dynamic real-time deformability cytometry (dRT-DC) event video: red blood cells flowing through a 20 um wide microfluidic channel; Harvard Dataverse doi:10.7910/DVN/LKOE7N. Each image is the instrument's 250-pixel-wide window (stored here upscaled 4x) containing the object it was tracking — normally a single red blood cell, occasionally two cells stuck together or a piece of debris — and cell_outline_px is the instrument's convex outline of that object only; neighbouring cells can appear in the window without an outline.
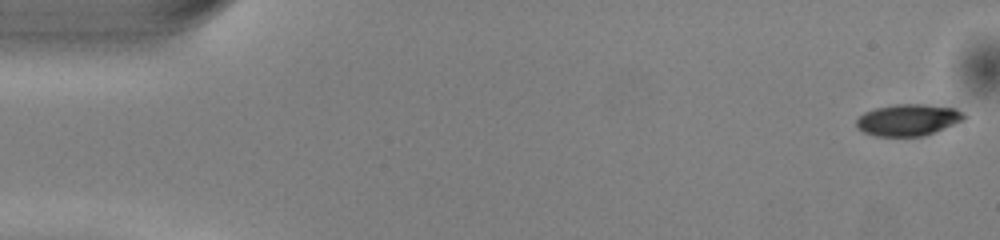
{"species": "common noctule bat (a hibernating species)", "species_latin": "Nyctalus noctula", "temperature_condition": "warm", "stored_images_in_passage": 50, "camera_frame_rate_fps": 3000, "um_per_image_px": 0.085, "animal": {"sex": "male", "body_mass_g": 13.0, "forearm_length_mm": 53.1}, "frame": {"image": 1, "passage_image": 1, "time_ms": 0.0, "image_size_px": [1000, 240], "cell_outline_px": [[968, 116], [964, 120], [924, 136], [876, 136], [864, 132], [856, 128], [856, 120], [864, 112], [876, 108], [896, 104], [924, 104], [956, 108], [964, 112]], "centroid_in_image_um": [77.21, 10.19], "position_along_channel_um": 7.8, "area_um2": 19.94}}
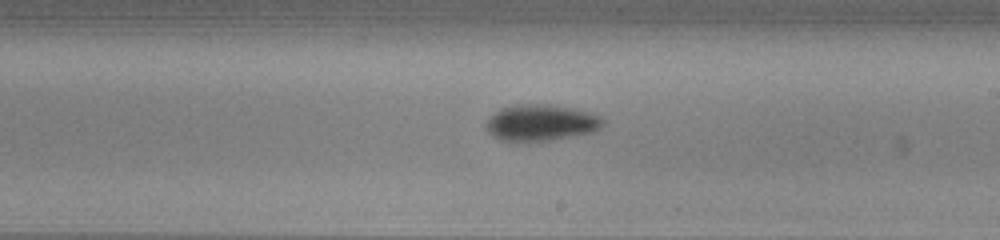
{"frame": {"image": 2, "passage_image": 29, "time_ms": 9.333, "image_size_px": [1000, 240], "cell_outline_px": [[604, 124], [596, 132], [548, 140], [500, 140], [492, 136], [484, 128], [484, 124], [488, 116], [500, 108], [516, 104], [552, 104], [572, 108], [588, 112], [600, 116], [604, 120]], "centroid_in_image_um": [45.95, 10.41], "position_along_channel_um": 243.0, "area_um2": 24.91}}
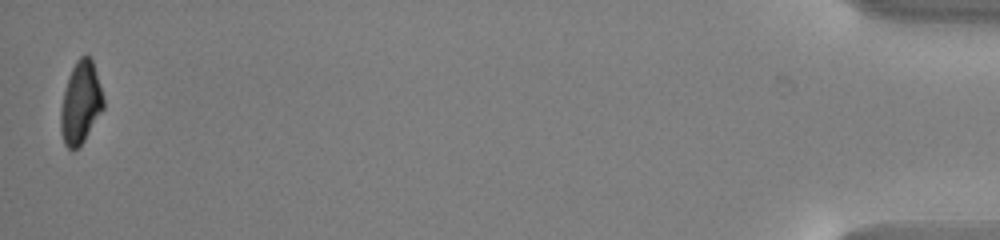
{"frame": {"image": 3, "passage_image": 50, "time_ms": 16.333, "image_size_px": [1000, 240], "cell_outline_px": [[104, 108], [84, 140], [76, 148], [68, 148], [64, 144], [60, 132], [60, 108], [68, 76], [76, 60], [80, 56], [88, 56], [92, 60], [104, 96]], "centroid_in_image_um": [6.85, 8.73], "position_along_channel_um": 428.4, "area_um2": 20.4}, "authors_computed_cell_mechanics": {"area_um2": 22.1374, "velocity_mm_per_s": 4.0532, "shape_relaxation_time_tau1_ms": 2.0574, "shape_relaxation_time_tau2_ms": null, "deformation_change_tau1": 0.124, "deformation_change_tau2": null}}